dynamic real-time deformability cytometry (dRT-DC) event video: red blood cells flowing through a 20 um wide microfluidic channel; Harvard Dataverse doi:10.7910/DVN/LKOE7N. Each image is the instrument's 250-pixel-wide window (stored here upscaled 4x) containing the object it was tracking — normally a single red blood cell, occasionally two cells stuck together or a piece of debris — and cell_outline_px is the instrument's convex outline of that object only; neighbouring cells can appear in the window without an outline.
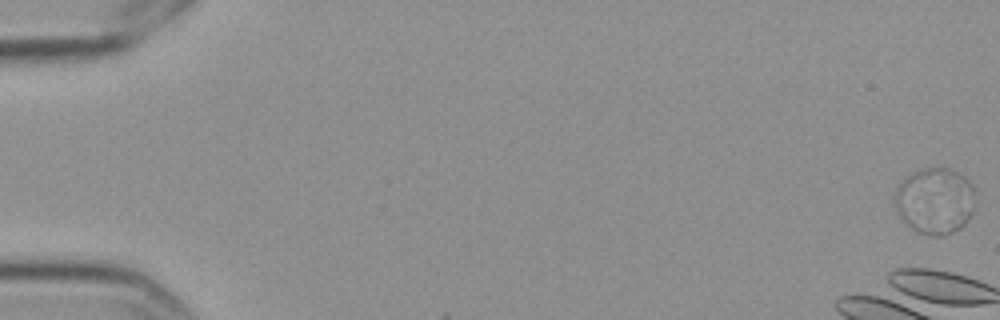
{"species": "Egyptian fruit bat (a non-hibernating species)", "species_latin": "Rousettus aegyptiacus", "temperature_condition": "cold", "stored_images_in_passage": 7, "camera_frame_rate_fps": 3000, "um_per_image_px": 0.085, "frame": {"image": 1, "passage_image": 1, "time_ms": 0.0, "image_size_px": [1000, 320], "cell_outline_px": [[972, 212], [968, 220], [960, 228], [944, 236], [928, 236], [916, 232], [896, 212], [892, 204], [892, 192], [908, 176], [924, 168], [948, 168], [964, 176], [972, 184]], "centroid_in_image_um": [79.41, 17.1], "position_along_channel_um": 5.6, "area_um2": 31.1}}